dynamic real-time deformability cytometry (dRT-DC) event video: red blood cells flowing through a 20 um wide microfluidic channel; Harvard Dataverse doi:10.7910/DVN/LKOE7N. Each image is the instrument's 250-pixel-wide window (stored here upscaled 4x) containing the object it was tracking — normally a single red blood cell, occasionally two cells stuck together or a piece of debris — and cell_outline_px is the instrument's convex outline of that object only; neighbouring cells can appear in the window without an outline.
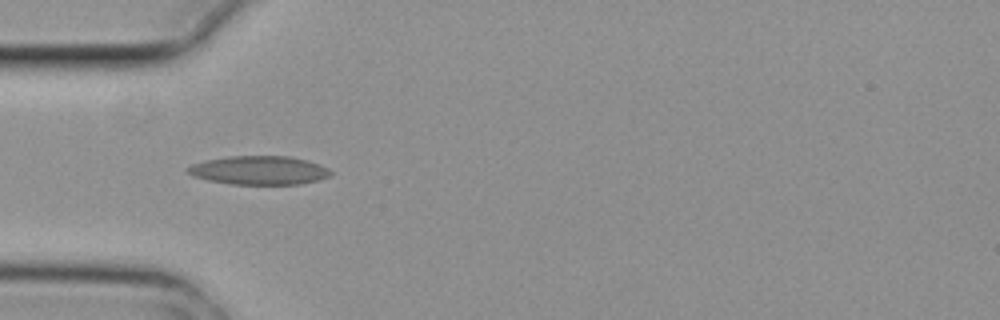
{"species": "common noctule bat (a hibernating species)", "species_latin": "Nyctalus noctula", "temperature_condition": "cold", "stored_images_in_passage": 2, "camera_frame_rate_fps": 3000, "um_per_image_px": 0.085, "animal": {"sex": "female", "body_mass_g": 29.2, "forearm_length_mm": 56.3}, "frame": {"image": 1, "passage_image": 1, "time_ms": 0.0, "image_size_px": [1000, 320], "cell_outline_px": [[332, 176], [300, 184], [232, 184], [208, 180], [192, 176], [184, 168], [192, 164], [208, 160], [228, 156], [288, 156], [304, 160], [328, 168], [332, 172]], "centroid_in_image_um": [21.99, 14.48], "position_along_channel_um": 63.0, "area_um2": 23.7}}
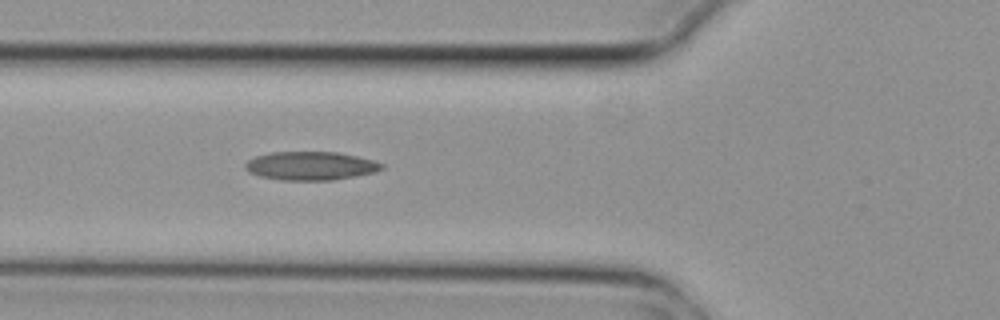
{"frame": {"image": 2, "passage_image": 2, "time_ms": 0.333, "image_size_px": [1000, 320], "cell_outline_px": [[384, 168], [376, 172], [356, 176], [332, 180], [280, 180], [260, 176], [248, 172], [244, 168], [244, 164], [248, 160], [256, 156], [272, 152], [336, 152], [356, 156], [372, 160], [384, 164]], "centroid_in_image_um": [26.39, 14.1], "position_along_channel_um": 99.4, "area_um2": 22.72}}